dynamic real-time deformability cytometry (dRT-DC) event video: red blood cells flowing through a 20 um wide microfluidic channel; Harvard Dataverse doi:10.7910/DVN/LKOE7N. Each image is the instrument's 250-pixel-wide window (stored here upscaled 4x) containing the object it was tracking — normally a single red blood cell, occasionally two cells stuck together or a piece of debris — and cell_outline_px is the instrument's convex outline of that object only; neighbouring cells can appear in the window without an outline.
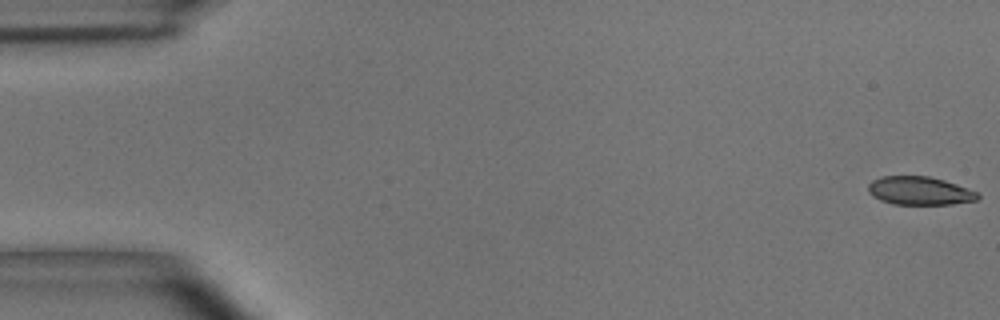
{"species": "common noctule bat (a hibernating species)", "species_latin": "Nyctalus noctula", "temperature_condition": "room temperature", "stored_images_in_passage": 55, "camera_frame_rate_fps": 3000, "um_per_image_px": 0.085, "animal": {"sex": "male", "body_mass_g": 15.6}, "frame": {"image": 1, "passage_image": 1, "time_ms": 0.0, "image_size_px": [1000, 320], "cell_outline_px": [[980, 196], [976, 200], [952, 204], [892, 204], [880, 200], [872, 196], [868, 192], [868, 184], [872, 180], [880, 176], [928, 176], [944, 180], [956, 184], [976, 192]], "centroid_in_image_um": [78.11, 16.21], "position_along_channel_um": 6.9, "area_um2": 18.03}}
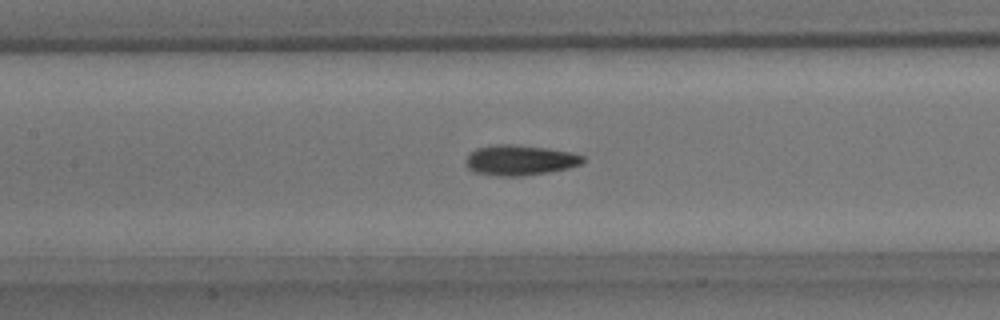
{"frame": {"image": 2, "passage_image": 25, "time_ms": 8.0, "image_size_px": [1000, 320], "cell_outline_px": [[584, 160], [580, 164], [568, 168], [548, 172], [524, 176], [500, 176], [476, 172], [468, 168], [464, 160], [476, 148], [496, 144], [512, 144], [548, 148], [572, 152], [584, 156]], "centroid_in_image_um": [44.2, 13.61], "position_along_channel_um": 163.2, "area_um2": 20.63}}
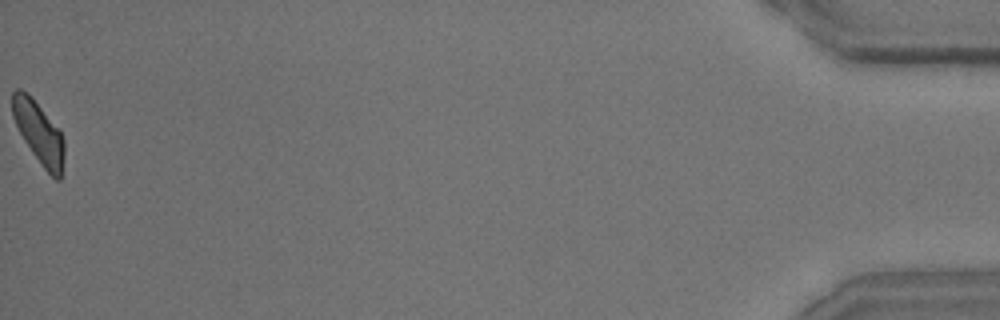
{"frame": {"image": 3, "passage_image": 55, "time_ms": 18.0, "image_size_px": [1000, 320], "cell_outline_px": [[64, 156], [60, 180], [56, 180], [44, 168], [32, 152], [24, 140], [12, 116], [12, 92], [16, 88], [20, 88], [28, 92], [32, 96], [60, 132], [64, 140]], "centroid_in_image_um": [3.28, 11.24], "position_along_channel_um": 431.9, "area_um2": 18.5}, "authors_computed_cell_mechanics": {"area_um2": 19.5942, "velocity_mm_per_s": 3.6688, "shape_relaxation_time_tau1_ms": 5.0364, "shape_relaxation_time_tau2_ms": 2.8793, "deformation_change_tau1": 0.1596, "deformation_change_tau2": 0.0952}}